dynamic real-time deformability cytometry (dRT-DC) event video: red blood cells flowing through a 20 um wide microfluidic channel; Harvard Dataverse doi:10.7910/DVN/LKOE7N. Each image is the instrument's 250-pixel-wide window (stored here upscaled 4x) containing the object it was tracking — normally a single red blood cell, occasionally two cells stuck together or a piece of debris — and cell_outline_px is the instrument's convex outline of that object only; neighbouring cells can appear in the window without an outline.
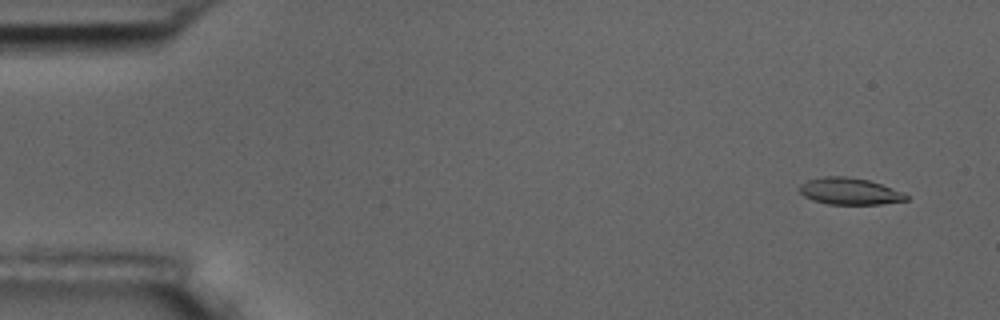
{"species": "common noctule bat (a hibernating species)", "species_latin": "Nyctalus noctula", "temperature_condition": "room temperature", "stored_images_in_passage": 6, "camera_frame_rate_fps": 3000, "um_per_image_px": 0.085, "animal": {"sex": "male", "body_mass_g": 17.5, "forearm_length_mm": 52.3}, "frame": {"image": 1, "passage_image": 2, "time_ms": 1.0, "image_size_px": [1000, 320], "cell_outline_px": [[908, 200], [880, 204], [828, 204], [812, 200], [804, 196], [800, 192], [800, 184], [808, 180], [824, 176], [844, 176], [868, 180], [904, 192], [908, 196]], "centroid_in_image_um": [72.21, 16.26], "position_along_channel_um": 12.8, "area_um2": 16.53}}
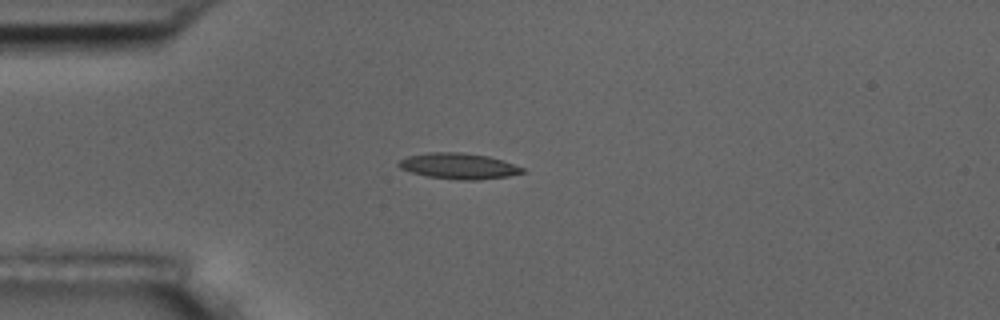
{"frame": {"image": 2, "passage_image": 5, "time_ms": 4.667, "image_size_px": [1000, 320], "cell_outline_px": [[528, 172], [508, 176], [480, 180], [460, 180], [428, 176], [412, 172], [400, 168], [396, 164], [400, 160], [408, 156], [428, 152], [460, 152], [488, 156], [504, 160], [524, 168]], "centroid_in_image_um": [39.03, 14.11], "position_along_channel_um": 46.0, "area_um2": 18.73}}
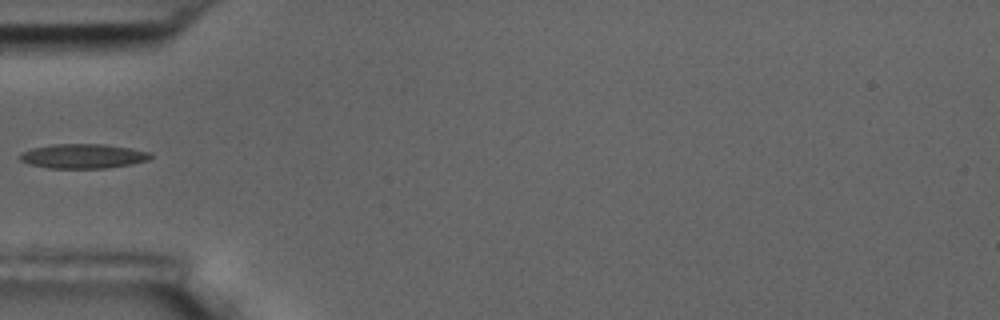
{"frame": {"image": 3, "passage_image": 6, "time_ms": 6.0, "image_size_px": [1000, 320], "cell_outline_px": [[152, 156], [148, 160], [132, 164], [104, 168], [48, 168], [28, 164], [20, 160], [20, 152], [32, 148], [52, 144], [104, 144], [152, 152]], "centroid_in_image_um": [7.04, 13.27], "position_along_channel_um": 78.0, "area_um2": 18.67}}